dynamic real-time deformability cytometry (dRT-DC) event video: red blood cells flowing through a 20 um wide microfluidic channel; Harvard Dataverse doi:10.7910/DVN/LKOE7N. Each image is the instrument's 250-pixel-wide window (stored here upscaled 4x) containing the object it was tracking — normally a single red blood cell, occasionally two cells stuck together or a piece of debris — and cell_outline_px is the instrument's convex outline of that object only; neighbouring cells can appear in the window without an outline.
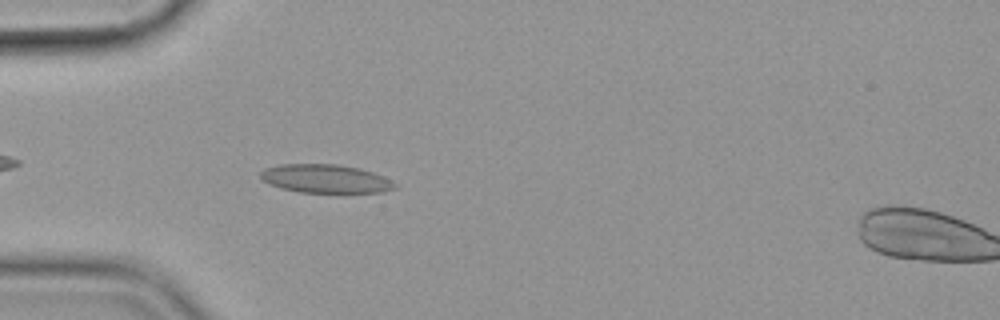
{"species": "common noctule bat (a hibernating species)", "species_latin": "Nyctalus noctula", "temperature_condition": "cold", "stored_images_in_passage": 44, "camera_frame_rate_fps": 3000, "um_per_image_px": 0.085, "animal": {"sex": "female", "body_mass_g": 19.9}, "frame": {"image": 1, "passage_image": 5, "time_ms": 1.333, "image_size_px": [1000, 320], "cell_outline_px": [[396, 188], [380, 192], [344, 196], [300, 192], [280, 188], [268, 184], [260, 176], [260, 172], [264, 168], [280, 164], [336, 164], [360, 168], [372, 172], [392, 180], [396, 184]], "centroid_in_image_um": [27.71, 15.24], "position_along_channel_um": 57.3, "area_um2": 23.41}}
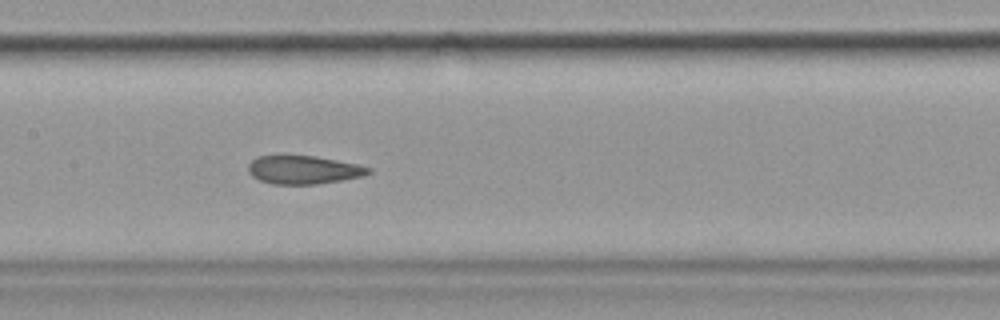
{"frame": {"image": 2, "passage_image": 16, "time_ms": 5.0, "image_size_px": [1000, 320], "cell_outline_px": [[372, 172], [364, 176], [316, 184], [272, 184], [260, 180], [252, 176], [248, 172], [248, 164], [256, 156], [284, 152], [312, 156], [336, 160], [356, 164], [372, 168]], "centroid_in_image_um": [25.72, 14.39], "position_along_channel_um": 181.7, "area_um2": 20.52}}
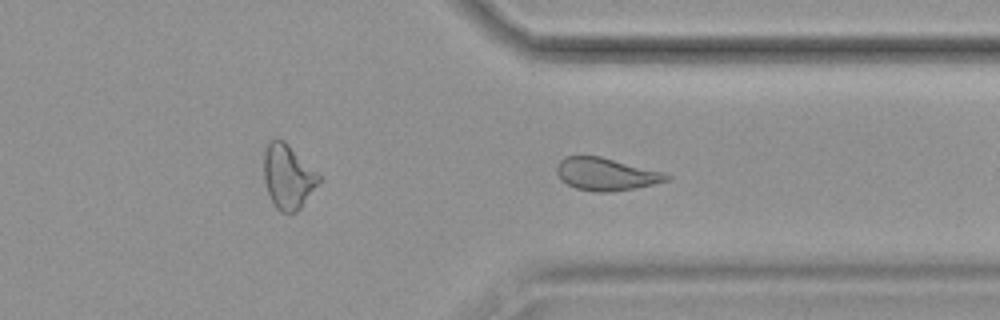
{"frame": {"image": 3, "passage_image": 31, "time_ms": 10.0, "image_size_px": [1000, 320], "cell_outline_px": [[672, 176], [668, 180], [636, 188], [608, 192], [596, 192], [576, 188], [560, 180], [556, 172], [556, 164], [564, 156], [600, 156], [664, 172]], "centroid_in_image_um": [51.48, 14.8], "position_along_channel_um": 359.9, "area_um2": 20.87}, "authors_computed_cell_mechanics": {"area_um2": 21.386, "velocity_mm_per_s": 3.5585, "shape_relaxation_time_tau1_ms": null, "shape_relaxation_time_tau2_ms": 1.8141, "deformation_change_tau1": null, "deformation_change_tau2": 0.0908}}